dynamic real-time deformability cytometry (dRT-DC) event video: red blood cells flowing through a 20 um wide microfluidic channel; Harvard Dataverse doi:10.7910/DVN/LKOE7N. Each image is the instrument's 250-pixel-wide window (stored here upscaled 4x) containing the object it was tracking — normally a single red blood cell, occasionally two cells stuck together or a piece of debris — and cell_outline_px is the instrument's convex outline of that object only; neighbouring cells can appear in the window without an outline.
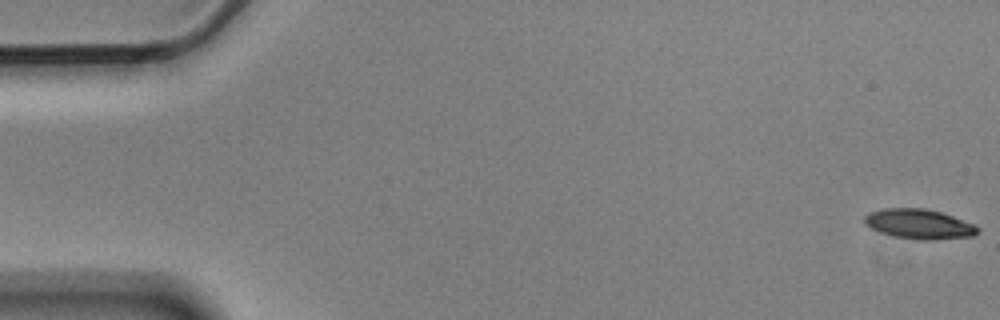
{"species": "Egyptian fruit bat (a non-hibernating species)", "species_latin": "Rousettus aegyptiacus", "temperature_condition": "cold", "stored_images_in_passage": 5, "camera_frame_rate_fps": 3000, "um_per_image_px": 0.085, "animal": {"sex": "male"}, "frame": {"image": 1, "passage_image": 1, "time_ms": 0.0, "image_size_px": [1000, 320], "cell_outline_px": [[980, 232], [972, 236], [932, 240], [916, 240], [896, 236], [880, 232], [864, 224], [864, 216], [868, 212], [884, 208], [924, 208], [940, 212], [976, 224], [980, 228]], "centroid_in_image_um": [78.14, 19.04], "position_along_channel_um": 6.9, "area_um2": 19.77}}
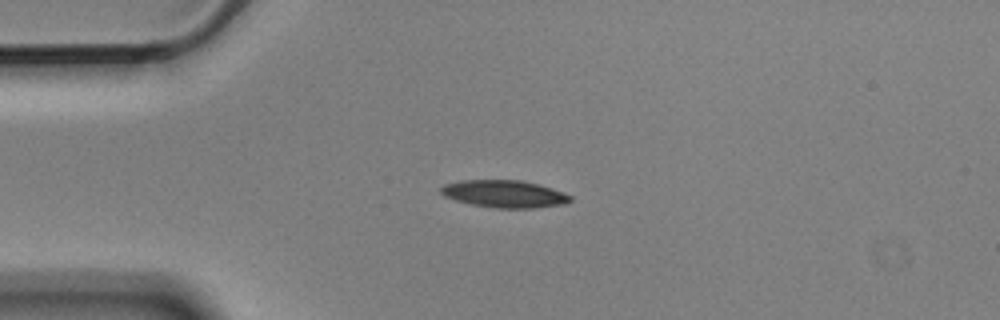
{"frame": {"image": 2, "passage_image": 4, "time_ms": 1.0, "image_size_px": [1000, 320], "cell_outline_px": [[572, 200], [568, 204], [532, 208], [496, 208], [472, 204], [456, 200], [444, 196], [440, 192], [440, 188], [444, 184], [460, 180], [520, 180], [552, 188], [564, 192], [572, 196]], "centroid_in_image_um": [42.9, 16.48], "position_along_channel_um": 42.1, "area_um2": 20.69}}